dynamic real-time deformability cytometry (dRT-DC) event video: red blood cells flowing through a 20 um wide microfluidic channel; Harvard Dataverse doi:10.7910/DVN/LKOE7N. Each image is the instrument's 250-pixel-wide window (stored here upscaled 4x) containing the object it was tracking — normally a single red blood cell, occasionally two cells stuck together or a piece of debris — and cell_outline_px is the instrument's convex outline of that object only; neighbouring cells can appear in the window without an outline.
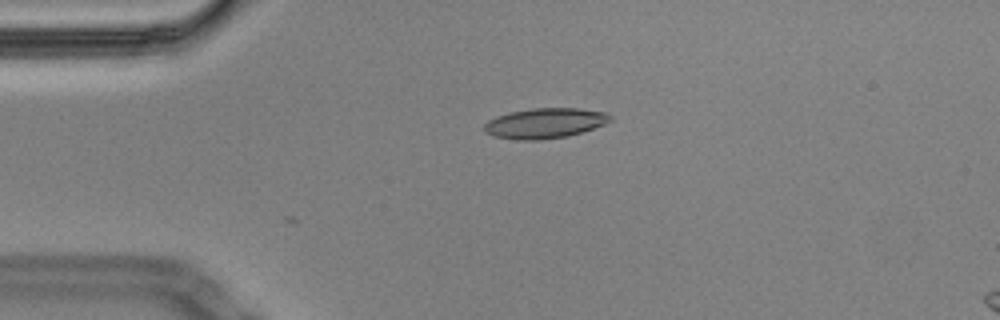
{"species": "Egyptian fruit bat (a non-hibernating species)", "species_latin": "Rousettus aegyptiacus", "temperature_condition": "cold", "stored_images_in_passage": 2, "camera_frame_rate_fps": 3000, "um_per_image_px": 0.085, "animal": {"sex": "male"}, "frame": {"image": 1, "passage_image": 2, "time_ms": 0.333, "image_size_px": [1000, 320], "cell_outline_px": [[612, 120], [604, 124], [568, 136], [540, 140], [516, 140], [492, 136], [484, 132], [484, 124], [488, 120], [496, 116], [512, 112], [532, 108], [576, 108], [604, 112], [612, 116]], "centroid_in_image_um": [46.27, 10.48], "position_along_channel_um": 38.7, "area_um2": 22.14}}